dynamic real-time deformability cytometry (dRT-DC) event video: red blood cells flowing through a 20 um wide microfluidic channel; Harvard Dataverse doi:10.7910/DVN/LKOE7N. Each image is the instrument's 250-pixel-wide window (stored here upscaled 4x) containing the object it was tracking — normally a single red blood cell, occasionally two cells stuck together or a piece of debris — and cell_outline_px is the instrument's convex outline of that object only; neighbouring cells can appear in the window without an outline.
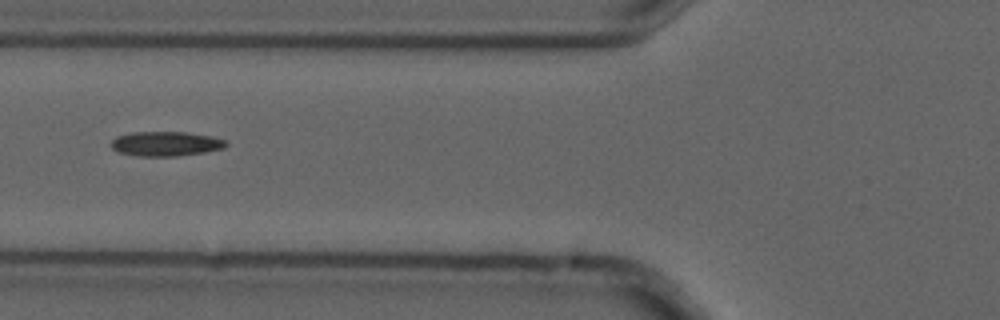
{"species": "common noctule bat (a hibernating species)", "species_latin": "Nyctalus noctula", "temperature_condition": "cold", "stored_images_in_passage": 5, "camera_frame_rate_fps": 3000, "um_per_image_px": 0.085, "animal": {"sex": "male", "forearm_length_mm": 52.5}, "frame": {"image": 1, "passage_image": 5, "time_ms": 1.333, "image_size_px": [1000, 320], "cell_outline_px": [[228, 144], [224, 148], [204, 152], [176, 156], [140, 156], [116, 152], [112, 148], [112, 140], [116, 136], [132, 132], [184, 132], [212, 136], [224, 140]], "centroid_in_image_um": [14.07, 12.22], "position_along_channel_um": 111.7, "area_um2": 16.42}}